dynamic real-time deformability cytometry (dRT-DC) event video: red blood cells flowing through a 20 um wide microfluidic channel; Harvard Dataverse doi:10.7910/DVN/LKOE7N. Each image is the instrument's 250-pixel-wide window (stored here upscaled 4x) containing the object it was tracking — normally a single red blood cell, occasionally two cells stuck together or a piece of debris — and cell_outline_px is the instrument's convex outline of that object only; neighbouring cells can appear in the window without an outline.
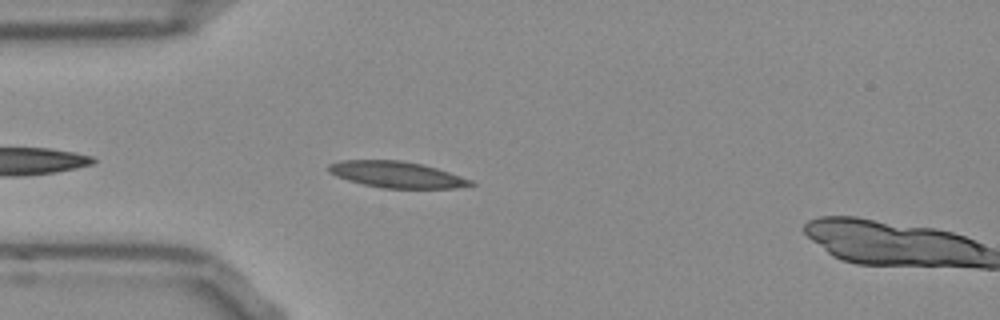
{"species": "Egyptian fruit bat (a non-hibernating species)", "species_latin": "Rousettus aegyptiacus", "temperature_condition": "room temperature", "stored_images_in_passage": 6, "camera_frame_rate_fps": 3000, "um_per_image_px": 0.085, "frame": {"image": 1, "passage_image": 4, "time_ms": 1.0, "image_size_px": [1000, 320], "cell_outline_px": [[476, 184], [456, 188], [380, 188], [348, 180], [336, 176], [328, 172], [328, 164], [340, 160], [400, 160], [424, 164], [472, 180]], "centroid_in_image_um": [33.69, 14.83], "position_along_channel_um": 51.3, "area_um2": 21.73}}